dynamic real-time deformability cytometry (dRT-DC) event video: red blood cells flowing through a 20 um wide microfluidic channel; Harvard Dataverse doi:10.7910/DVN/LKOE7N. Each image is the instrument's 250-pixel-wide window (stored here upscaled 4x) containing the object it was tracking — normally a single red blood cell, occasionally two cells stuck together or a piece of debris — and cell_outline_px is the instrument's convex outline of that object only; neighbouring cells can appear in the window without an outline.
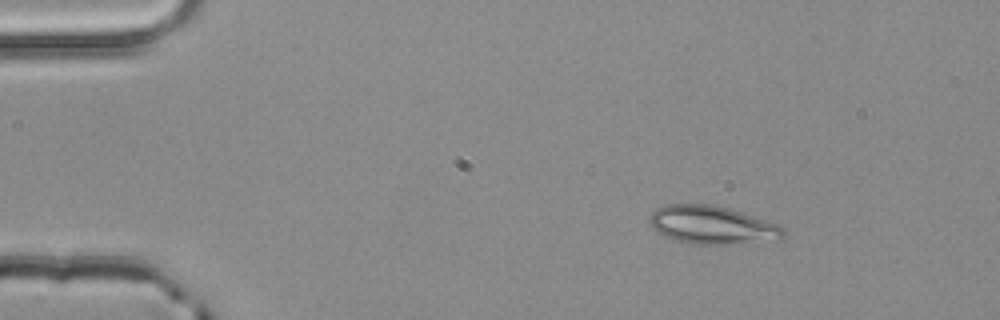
{"species": "common noctule bat (a hibernating species)", "species_latin": "Nyctalus noctula", "temperature_condition": "room temperature", "stored_images_in_passage": 2, "camera_frame_rate_fps": 3000, "um_per_image_px": 0.085, "animal": {"sex": "male", "body_mass_g": 20.4}, "frame": {"image": 1, "passage_image": 1, "time_ms": 0.0, "image_size_px": [1000, 320], "cell_outline_px": [[784, 240], [724, 244], [688, 244], [664, 236], [656, 232], [652, 228], [648, 220], [652, 212], [656, 208], [668, 204], [712, 204], [728, 208], [768, 220], [784, 228]], "centroid_in_image_um": [60.53, 19.13], "position_along_channel_um": 24.5, "area_um2": 30.06}}